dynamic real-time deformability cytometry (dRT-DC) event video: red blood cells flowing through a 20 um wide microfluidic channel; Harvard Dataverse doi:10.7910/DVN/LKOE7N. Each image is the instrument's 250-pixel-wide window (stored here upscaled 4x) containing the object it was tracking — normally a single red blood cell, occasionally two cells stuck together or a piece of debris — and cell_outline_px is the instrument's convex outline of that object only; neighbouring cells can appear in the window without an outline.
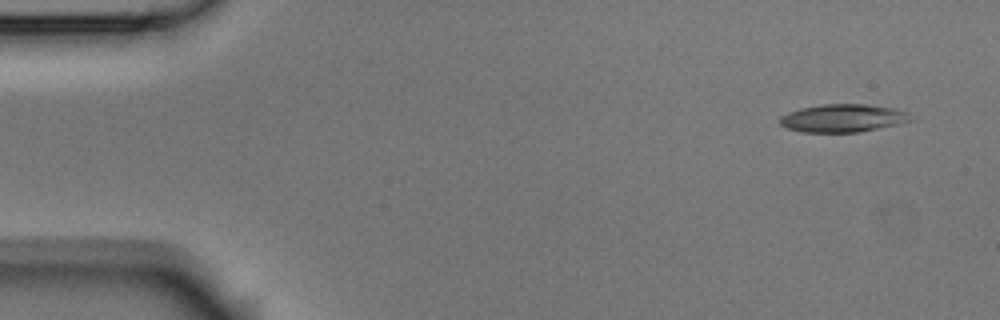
{"species": "Egyptian fruit bat (a non-hibernating species)", "species_latin": "Rousettus aegyptiacus", "temperature_condition": "room temperature", "stored_images_in_passage": 6, "camera_frame_rate_fps": 3000, "um_per_image_px": 0.085, "animal": {"sex": "male"}, "frame": {"image": 1, "passage_image": 1, "time_ms": 0.0, "image_size_px": [1000, 320], "cell_outline_px": [[908, 120], [896, 124], [860, 132], [800, 132], [788, 128], [780, 124], [780, 116], [788, 112], [800, 108], [820, 104], [868, 104], [892, 108], [904, 112]], "centroid_in_image_um": [71.52, 10.04], "position_along_channel_um": 13.5, "area_um2": 20.87}}
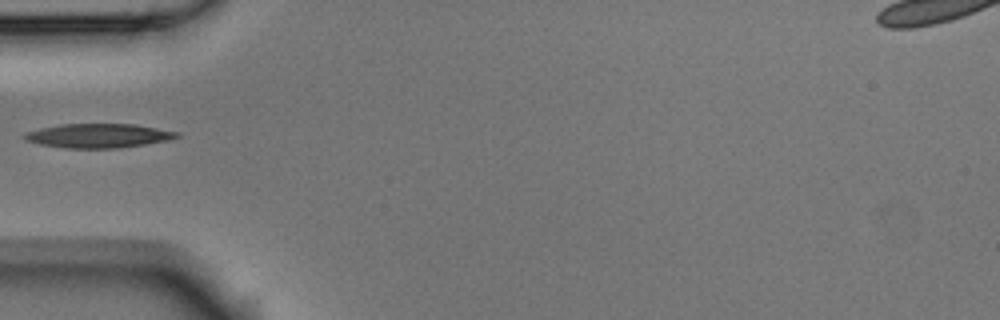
{"frame": {"image": 2, "passage_image": 5, "time_ms": 1.333, "image_size_px": [1000, 320], "cell_outline_px": [[180, 136], [168, 140], [120, 148], [68, 148], [40, 144], [24, 140], [20, 136], [28, 132], [40, 128], [60, 124], [132, 124], [180, 132]], "centroid_in_image_um": [8.34, 11.53], "position_along_channel_um": 76.7, "area_um2": 21.33}}
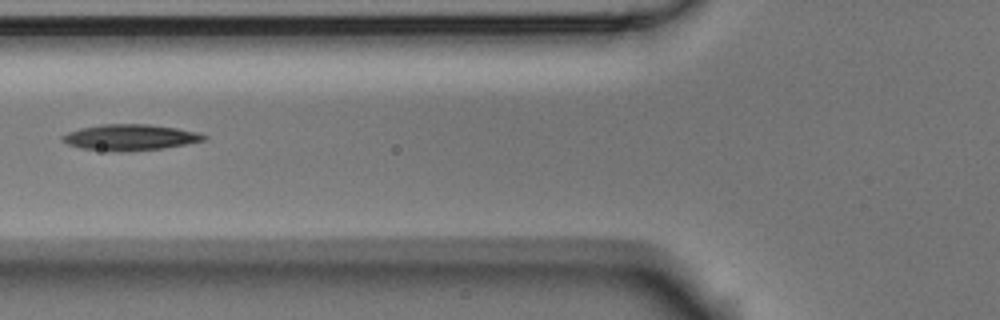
{"frame": {"image": 3, "passage_image": 6, "time_ms": 1.667, "image_size_px": [1000, 320], "cell_outline_px": [[208, 136], [204, 140], [184, 144], [160, 148], [124, 152], [80, 148], [68, 144], [60, 140], [60, 136], [68, 132], [80, 128], [100, 124], [148, 124], [176, 128], [200, 132]], "centroid_in_image_um": [11.02, 11.66], "position_along_channel_um": 114.8, "area_um2": 21.39}}